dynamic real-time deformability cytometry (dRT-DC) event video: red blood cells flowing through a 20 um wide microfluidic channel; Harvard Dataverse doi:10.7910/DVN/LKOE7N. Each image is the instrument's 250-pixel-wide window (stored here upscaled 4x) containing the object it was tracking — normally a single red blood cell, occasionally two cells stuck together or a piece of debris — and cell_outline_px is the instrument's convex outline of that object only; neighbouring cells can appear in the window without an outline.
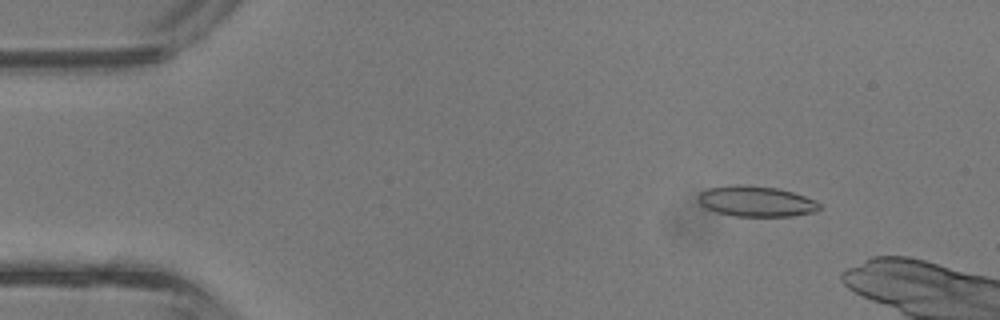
{"species": "common noctule bat (a hibernating species)", "species_latin": "Nyctalus noctula", "temperature_condition": "room temperature", "stored_images_in_passage": 10, "camera_frame_rate_fps": 3000, "um_per_image_px": 0.085, "animal": {"sex": "male", "body_mass_g": 13.3}, "frame": {"image": 1, "passage_image": 2, "time_ms": 0.333, "image_size_px": [1000, 320], "cell_outline_px": [[820, 208], [816, 212], [792, 216], [732, 216], [716, 212], [700, 204], [696, 196], [700, 192], [708, 188], [736, 184], [744, 184], [780, 188], [816, 200], [820, 204]], "centroid_in_image_um": [64.27, 17.1], "position_along_channel_um": 20.7, "area_um2": 21.85}}